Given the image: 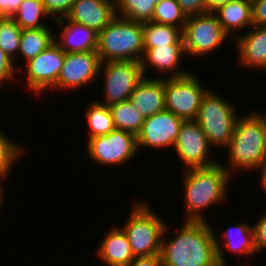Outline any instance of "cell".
<instances>
[{"instance_id": "cell-33", "label": "cell", "mask_w": 266, "mask_h": 266, "mask_svg": "<svg viewBox=\"0 0 266 266\" xmlns=\"http://www.w3.org/2000/svg\"><path fill=\"white\" fill-rule=\"evenodd\" d=\"M17 68H15L14 62L6 55V53L0 48V91L3 90L4 87H6L5 83H8L9 80H14L17 82L16 71Z\"/></svg>"}, {"instance_id": "cell-39", "label": "cell", "mask_w": 266, "mask_h": 266, "mask_svg": "<svg viewBox=\"0 0 266 266\" xmlns=\"http://www.w3.org/2000/svg\"><path fill=\"white\" fill-rule=\"evenodd\" d=\"M256 170L260 171V177L258 180V182L260 181L259 186L262 188L260 190H263V192L266 193V154L264 158L256 166L255 171Z\"/></svg>"}, {"instance_id": "cell-40", "label": "cell", "mask_w": 266, "mask_h": 266, "mask_svg": "<svg viewBox=\"0 0 266 266\" xmlns=\"http://www.w3.org/2000/svg\"><path fill=\"white\" fill-rule=\"evenodd\" d=\"M233 0H207V12H214L220 6Z\"/></svg>"}, {"instance_id": "cell-36", "label": "cell", "mask_w": 266, "mask_h": 266, "mask_svg": "<svg viewBox=\"0 0 266 266\" xmlns=\"http://www.w3.org/2000/svg\"><path fill=\"white\" fill-rule=\"evenodd\" d=\"M253 25L266 27V0H251Z\"/></svg>"}, {"instance_id": "cell-41", "label": "cell", "mask_w": 266, "mask_h": 266, "mask_svg": "<svg viewBox=\"0 0 266 266\" xmlns=\"http://www.w3.org/2000/svg\"><path fill=\"white\" fill-rule=\"evenodd\" d=\"M0 180H1V181H0V210H2V209H1V208H3V207H2V206H3L2 203L4 202V196H5V194H4L5 192H4V191L6 190V189H4V187H3L4 185H3L2 182H3V181L7 182V181L4 180V179H2V178H0ZM1 183H2V184H1ZM0 212H1V211H0Z\"/></svg>"}, {"instance_id": "cell-24", "label": "cell", "mask_w": 266, "mask_h": 266, "mask_svg": "<svg viewBox=\"0 0 266 266\" xmlns=\"http://www.w3.org/2000/svg\"><path fill=\"white\" fill-rule=\"evenodd\" d=\"M88 126L87 140L96 136L107 135L116 129L109 106L90 102L86 108L85 117Z\"/></svg>"}, {"instance_id": "cell-14", "label": "cell", "mask_w": 266, "mask_h": 266, "mask_svg": "<svg viewBox=\"0 0 266 266\" xmlns=\"http://www.w3.org/2000/svg\"><path fill=\"white\" fill-rule=\"evenodd\" d=\"M183 121L167 110L145 118L136 136L139 153L143 148H173Z\"/></svg>"}, {"instance_id": "cell-12", "label": "cell", "mask_w": 266, "mask_h": 266, "mask_svg": "<svg viewBox=\"0 0 266 266\" xmlns=\"http://www.w3.org/2000/svg\"><path fill=\"white\" fill-rule=\"evenodd\" d=\"M211 149L199 124L195 120L183 121L173 146L175 155L183 163V170L204 168L218 163V159L212 158Z\"/></svg>"}, {"instance_id": "cell-32", "label": "cell", "mask_w": 266, "mask_h": 266, "mask_svg": "<svg viewBox=\"0 0 266 266\" xmlns=\"http://www.w3.org/2000/svg\"><path fill=\"white\" fill-rule=\"evenodd\" d=\"M46 13L56 21L66 17L76 0H41Z\"/></svg>"}, {"instance_id": "cell-10", "label": "cell", "mask_w": 266, "mask_h": 266, "mask_svg": "<svg viewBox=\"0 0 266 266\" xmlns=\"http://www.w3.org/2000/svg\"><path fill=\"white\" fill-rule=\"evenodd\" d=\"M196 75L192 71L183 77L164 78L165 109L184 121L196 119L208 90Z\"/></svg>"}, {"instance_id": "cell-42", "label": "cell", "mask_w": 266, "mask_h": 266, "mask_svg": "<svg viewBox=\"0 0 266 266\" xmlns=\"http://www.w3.org/2000/svg\"><path fill=\"white\" fill-rule=\"evenodd\" d=\"M155 4L160 3L162 0H152Z\"/></svg>"}, {"instance_id": "cell-19", "label": "cell", "mask_w": 266, "mask_h": 266, "mask_svg": "<svg viewBox=\"0 0 266 266\" xmlns=\"http://www.w3.org/2000/svg\"><path fill=\"white\" fill-rule=\"evenodd\" d=\"M96 247L97 258L106 266H128L135 258L123 229L112 225Z\"/></svg>"}, {"instance_id": "cell-43", "label": "cell", "mask_w": 266, "mask_h": 266, "mask_svg": "<svg viewBox=\"0 0 266 266\" xmlns=\"http://www.w3.org/2000/svg\"><path fill=\"white\" fill-rule=\"evenodd\" d=\"M260 114H261V115L264 117V119L266 120V112H265V113H263V112L261 113V112H260Z\"/></svg>"}, {"instance_id": "cell-9", "label": "cell", "mask_w": 266, "mask_h": 266, "mask_svg": "<svg viewBox=\"0 0 266 266\" xmlns=\"http://www.w3.org/2000/svg\"><path fill=\"white\" fill-rule=\"evenodd\" d=\"M86 141V155L100 167L122 166L139 154L137 137L124 130L114 129Z\"/></svg>"}, {"instance_id": "cell-13", "label": "cell", "mask_w": 266, "mask_h": 266, "mask_svg": "<svg viewBox=\"0 0 266 266\" xmlns=\"http://www.w3.org/2000/svg\"><path fill=\"white\" fill-rule=\"evenodd\" d=\"M100 58L96 51L66 53L65 60L56 85L50 90L54 93L84 87L96 82L99 76ZM95 79V80H94Z\"/></svg>"}, {"instance_id": "cell-26", "label": "cell", "mask_w": 266, "mask_h": 266, "mask_svg": "<svg viewBox=\"0 0 266 266\" xmlns=\"http://www.w3.org/2000/svg\"><path fill=\"white\" fill-rule=\"evenodd\" d=\"M45 18H50L51 20V17L46 13L41 0H23L18 8V11L13 16L15 23L21 29L51 27L48 21L47 24L43 21Z\"/></svg>"}, {"instance_id": "cell-4", "label": "cell", "mask_w": 266, "mask_h": 266, "mask_svg": "<svg viewBox=\"0 0 266 266\" xmlns=\"http://www.w3.org/2000/svg\"><path fill=\"white\" fill-rule=\"evenodd\" d=\"M141 22L115 16L98 32L96 52L101 62L130 60L140 62L143 54Z\"/></svg>"}, {"instance_id": "cell-5", "label": "cell", "mask_w": 266, "mask_h": 266, "mask_svg": "<svg viewBox=\"0 0 266 266\" xmlns=\"http://www.w3.org/2000/svg\"><path fill=\"white\" fill-rule=\"evenodd\" d=\"M147 201H134L128 220L120 225L135 257L160 254L163 231L168 223L154 212Z\"/></svg>"}, {"instance_id": "cell-18", "label": "cell", "mask_w": 266, "mask_h": 266, "mask_svg": "<svg viewBox=\"0 0 266 266\" xmlns=\"http://www.w3.org/2000/svg\"><path fill=\"white\" fill-rule=\"evenodd\" d=\"M214 234L217 259L220 266L229 265L227 264L226 251L238 255L239 259L241 255L250 257V255L257 253L254 247L253 227L250 224L239 222L237 225L235 224V226L225 229L221 236L222 241L219 240L217 232H214Z\"/></svg>"}, {"instance_id": "cell-16", "label": "cell", "mask_w": 266, "mask_h": 266, "mask_svg": "<svg viewBox=\"0 0 266 266\" xmlns=\"http://www.w3.org/2000/svg\"><path fill=\"white\" fill-rule=\"evenodd\" d=\"M239 67L266 71V27L252 25L234 40Z\"/></svg>"}, {"instance_id": "cell-38", "label": "cell", "mask_w": 266, "mask_h": 266, "mask_svg": "<svg viewBox=\"0 0 266 266\" xmlns=\"http://www.w3.org/2000/svg\"><path fill=\"white\" fill-rule=\"evenodd\" d=\"M128 266H163L160 254L135 257Z\"/></svg>"}, {"instance_id": "cell-3", "label": "cell", "mask_w": 266, "mask_h": 266, "mask_svg": "<svg viewBox=\"0 0 266 266\" xmlns=\"http://www.w3.org/2000/svg\"><path fill=\"white\" fill-rule=\"evenodd\" d=\"M224 150H227L229 163L222 166L231 177L236 175L234 171H255L266 154V120L260 110L254 109L240 116Z\"/></svg>"}, {"instance_id": "cell-6", "label": "cell", "mask_w": 266, "mask_h": 266, "mask_svg": "<svg viewBox=\"0 0 266 266\" xmlns=\"http://www.w3.org/2000/svg\"><path fill=\"white\" fill-rule=\"evenodd\" d=\"M234 104L214 89L204 94L195 121L203 129L210 146L214 149L226 148L240 118Z\"/></svg>"}, {"instance_id": "cell-2", "label": "cell", "mask_w": 266, "mask_h": 266, "mask_svg": "<svg viewBox=\"0 0 266 266\" xmlns=\"http://www.w3.org/2000/svg\"><path fill=\"white\" fill-rule=\"evenodd\" d=\"M184 194L183 221L208 222L205 210L225 203L232 177L222 163L204 168L182 170Z\"/></svg>"}, {"instance_id": "cell-37", "label": "cell", "mask_w": 266, "mask_h": 266, "mask_svg": "<svg viewBox=\"0 0 266 266\" xmlns=\"http://www.w3.org/2000/svg\"><path fill=\"white\" fill-rule=\"evenodd\" d=\"M23 0H0V17L13 18Z\"/></svg>"}, {"instance_id": "cell-30", "label": "cell", "mask_w": 266, "mask_h": 266, "mask_svg": "<svg viewBox=\"0 0 266 266\" xmlns=\"http://www.w3.org/2000/svg\"><path fill=\"white\" fill-rule=\"evenodd\" d=\"M19 144L0 130V178H9L12 167L25 154L24 145Z\"/></svg>"}, {"instance_id": "cell-31", "label": "cell", "mask_w": 266, "mask_h": 266, "mask_svg": "<svg viewBox=\"0 0 266 266\" xmlns=\"http://www.w3.org/2000/svg\"><path fill=\"white\" fill-rule=\"evenodd\" d=\"M187 17L181 10L177 0H162L156 4L152 22L171 25L184 29Z\"/></svg>"}, {"instance_id": "cell-17", "label": "cell", "mask_w": 266, "mask_h": 266, "mask_svg": "<svg viewBox=\"0 0 266 266\" xmlns=\"http://www.w3.org/2000/svg\"><path fill=\"white\" fill-rule=\"evenodd\" d=\"M115 16L114 0H76L66 18L98 33Z\"/></svg>"}, {"instance_id": "cell-15", "label": "cell", "mask_w": 266, "mask_h": 266, "mask_svg": "<svg viewBox=\"0 0 266 266\" xmlns=\"http://www.w3.org/2000/svg\"><path fill=\"white\" fill-rule=\"evenodd\" d=\"M186 57L183 37L175 44L170 46H157L144 48V54L140 61L145 77L147 72L154 70L157 78L183 77L190 73V70L179 68L181 61ZM153 68V69H152ZM159 71V72H158ZM162 74L161 76H159ZM166 75V76H164Z\"/></svg>"}, {"instance_id": "cell-28", "label": "cell", "mask_w": 266, "mask_h": 266, "mask_svg": "<svg viewBox=\"0 0 266 266\" xmlns=\"http://www.w3.org/2000/svg\"><path fill=\"white\" fill-rule=\"evenodd\" d=\"M116 16L136 22L152 20L156 4L152 0H114Z\"/></svg>"}, {"instance_id": "cell-35", "label": "cell", "mask_w": 266, "mask_h": 266, "mask_svg": "<svg viewBox=\"0 0 266 266\" xmlns=\"http://www.w3.org/2000/svg\"><path fill=\"white\" fill-rule=\"evenodd\" d=\"M177 2L186 17L207 12V0H177Z\"/></svg>"}, {"instance_id": "cell-34", "label": "cell", "mask_w": 266, "mask_h": 266, "mask_svg": "<svg viewBox=\"0 0 266 266\" xmlns=\"http://www.w3.org/2000/svg\"><path fill=\"white\" fill-rule=\"evenodd\" d=\"M266 212V211H265ZM263 213L259 219L253 223V236H254V247L256 252H261L266 249V213Z\"/></svg>"}, {"instance_id": "cell-1", "label": "cell", "mask_w": 266, "mask_h": 266, "mask_svg": "<svg viewBox=\"0 0 266 266\" xmlns=\"http://www.w3.org/2000/svg\"><path fill=\"white\" fill-rule=\"evenodd\" d=\"M182 223L175 237L169 239L166 236L170 225L164 228L160 251L163 266H220L213 225L209 221Z\"/></svg>"}, {"instance_id": "cell-29", "label": "cell", "mask_w": 266, "mask_h": 266, "mask_svg": "<svg viewBox=\"0 0 266 266\" xmlns=\"http://www.w3.org/2000/svg\"><path fill=\"white\" fill-rule=\"evenodd\" d=\"M22 29L15 23L13 18L0 17V48L14 62L15 68L17 55L20 49ZM16 58V59H15Z\"/></svg>"}, {"instance_id": "cell-11", "label": "cell", "mask_w": 266, "mask_h": 266, "mask_svg": "<svg viewBox=\"0 0 266 266\" xmlns=\"http://www.w3.org/2000/svg\"><path fill=\"white\" fill-rule=\"evenodd\" d=\"M65 55L66 53L54 42L39 55L25 62V67L19 66L18 73L23 69V76L25 75L24 79L27 82L25 85L31 93L39 96L44 91L46 93V90L49 92L56 85Z\"/></svg>"}, {"instance_id": "cell-23", "label": "cell", "mask_w": 266, "mask_h": 266, "mask_svg": "<svg viewBox=\"0 0 266 266\" xmlns=\"http://www.w3.org/2000/svg\"><path fill=\"white\" fill-rule=\"evenodd\" d=\"M52 30L51 27L22 29L18 56L24 57L22 59L24 63L39 55L55 42L56 33L54 34Z\"/></svg>"}, {"instance_id": "cell-21", "label": "cell", "mask_w": 266, "mask_h": 266, "mask_svg": "<svg viewBox=\"0 0 266 266\" xmlns=\"http://www.w3.org/2000/svg\"><path fill=\"white\" fill-rule=\"evenodd\" d=\"M55 23L61 29L58 36L55 35V42L65 53L96 51L98 33L95 30L73 23L66 17Z\"/></svg>"}, {"instance_id": "cell-25", "label": "cell", "mask_w": 266, "mask_h": 266, "mask_svg": "<svg viewBox=\"0 0 266 266\" xmlns=\"http://www.w3.org/2000/svg\"><path fill=\"white\" fill-rule=\"evenodd\" d=\"M143 48L170 46L177 43L182 37V29L165 24L148 21L142 23Z\"/></svg>"}, {"instance_id": "cell-8", "label": "cell", "mask_w": 266, "mask_h": 266, "mask_svg": "<svg viewBox=\"0 0 266 266\" xmlns=\"http://www.w3.org/2000/svg\"><path fill=\"white\" fill-rule=\"evenodd\" d=\"M100 72L104 77V93L102 101H95L107 106L128 100L145 77L141 63L130 60L101 62Z\"/></svg>"}, {"instance_id": "cell-27", "label": "cell", "mask_w": 266, "mask_h": 266, "mask_svg": "<svg viewBox=\"0 0 266 266\" xmlns=\"http://www.w3.org/2000/svg\"><path fill=\"white\" fill-rule=\"evenodd\" d=\"M109 109L116 129L138 135L145 118L137 112L129 100L114 103L109 106Z\"/></svg>"}, {"instance_id": "cell-7", "label": "cell", "mask_w": 266, "mask_h": 266, "mask_svg": "<svg viewBox=\"0 0 266 266\" xmlns=\"http://www.w3.org/2000/svg\"><path fill=\"white\" fill-rule=\"evenodd\" d=\"M184 49L189 59L210 55L223 46L229 36L214 12L187 17L182 30Z\"/></svg>"}, {"instance_id": "cell-20", "label": "cell", "mask_w": 266, "mask_h": 266, "mask_svg": "<svg viewBox=\"0 0 266 266\" xmlns=\"http://www.w3.org/2000/svg\"><path fill=\"white\" fill-rule=\"evenodd\" d=\"M128 100L144 118L166 110L164 78L144 77Z\"/></svg>"}, {"instance_id": "cell-22", "label": "cell", "mask_w": 266, "mask_h": 266, "mask_svg": "<svg viewBox=\"0 0 266 266\" xmlns=\"http://www.w3.org/2000/svg\"><path fill=\"white\" fill-rule=\"evenodd\" d=\"M214 13L224 31L229 36L232 35V41L253 25L251 0L230 1L217 8Z\"/></svg>"}]
</instances>
